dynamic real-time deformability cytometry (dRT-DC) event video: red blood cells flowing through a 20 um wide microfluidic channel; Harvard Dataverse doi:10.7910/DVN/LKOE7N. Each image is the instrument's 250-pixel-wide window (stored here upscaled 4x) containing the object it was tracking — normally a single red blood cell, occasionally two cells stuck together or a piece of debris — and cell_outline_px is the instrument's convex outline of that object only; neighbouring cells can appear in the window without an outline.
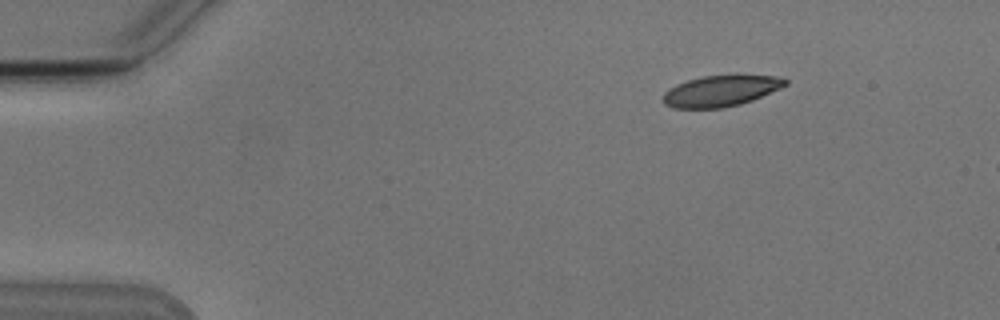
{"species": "Egyptian fruit bat (a non-hibernating species)", "species_latin": "Rousettus aegyptiacus", "temperature_condition": "cold", "stored_images_in_passage": 3, "camera_frame_rate_fps": 3000, "um_per_image_px": 0.085, "animal": {"sex": "male"}, "frame": {"image": 1, "passage_image": 1, "time_ms": 0.0, "image_size_px": [1000, 320], "cell_outline_px": [[788, 84], [780, 88], [752, 100], [740, 104], [720, 108], [672, 108], [664, 104], [664, 92], [668, 88], [676, 84], [688, 80], [704, 76], [736, 72], [776, 76], [788, 80]], "centroid_in_image_um": [61.3, 7.68], "position_along_channel_um": 23.7, "area_um2": 22.77}}